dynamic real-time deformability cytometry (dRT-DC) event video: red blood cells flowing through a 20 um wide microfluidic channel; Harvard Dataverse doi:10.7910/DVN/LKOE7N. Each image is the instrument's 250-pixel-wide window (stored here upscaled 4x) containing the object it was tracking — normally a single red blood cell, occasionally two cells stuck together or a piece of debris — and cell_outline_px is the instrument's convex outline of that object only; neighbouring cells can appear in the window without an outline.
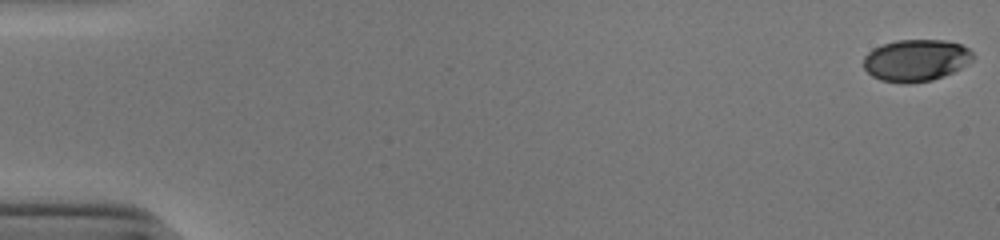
{"species": "human", "species_latin": "Homo sapiens", "temperature_condition": "cold", "stored_images_in_passage": 53, "camera_frame_rate_fps": 3000, "um_per_image_px": 0.085, "donor": {"sex": "male"}, "frame": {"image": 1, "passage_image": 1, "time_ms": 0.0, "image_size_px": [1000, 240], "cell_outline_px": [[976, 56], [972, 60], [960, 68], [952, 72], [932, 80], [908, 84], [900, 84], [880, 80], [872, 76], [864, 68], [864, 56], [872, 48], [896, 40], [944, 40], [960, 44], [968, 48]], "centroid_in_image_um": [77.84, 5.13], "position_along_channel_um": 7.2, "area_um2": 26.82}}
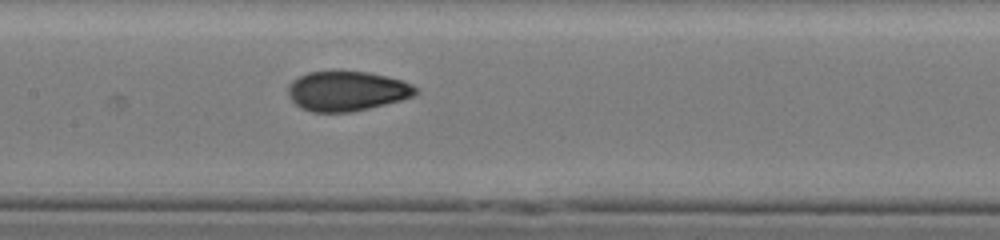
{"frame": {"image": 2, "passage_image": 27, "time_ms": 8.667, "image_size_px": [1000, 240], "cell_outline_px": [[420, 92], [412, 96], [400, 100], [352, 112], [312, 112], [300, 108], [288, 96], [288, 84], [292, 80], [308, 72], [368, 72], [388, 76], [412, 84]], "centroid_in_image_um": [29.47, 7.75], "position_along_channel_um": 177.9, "area_um2": 29.42}}
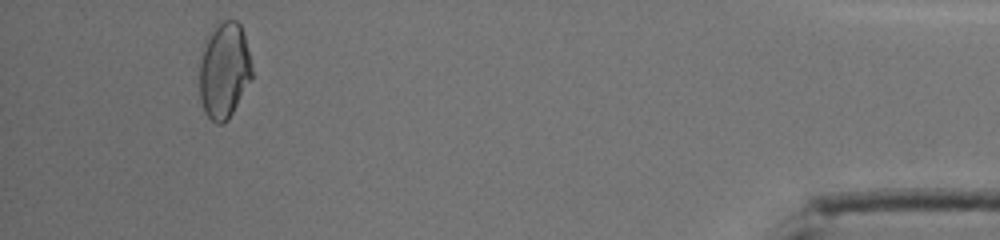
{"frame": {"image": 3, "passage_image": 50, "time_ms": 16.333, "image_size_px": [1000, 240], "cell_outline_px": [[252, 80], [228, 120], [224, 124], [216, 124], [204, 112], [200, 100], [200, 64], [204, 40], [208, 32], [216, 20], [236, 20], [240, 24], [244, 36], [252, 68]], "centroid_in_image_um": [19.04, 5.96], "position_along_channel_um": 416.2, "area_um2": 29.88}, "authors_computed_cell_mechanics": {"area_um2": 29.0156, "velocity_mm_per_s": 3.9436, "shape_relaxation_time_tau1_ms": 5.2811, "shape_relaxation_time_tau2_ms": 1.0835, "deformation_change_tau1": 0.1532, "deformation_change_tau2": 0.0463}}